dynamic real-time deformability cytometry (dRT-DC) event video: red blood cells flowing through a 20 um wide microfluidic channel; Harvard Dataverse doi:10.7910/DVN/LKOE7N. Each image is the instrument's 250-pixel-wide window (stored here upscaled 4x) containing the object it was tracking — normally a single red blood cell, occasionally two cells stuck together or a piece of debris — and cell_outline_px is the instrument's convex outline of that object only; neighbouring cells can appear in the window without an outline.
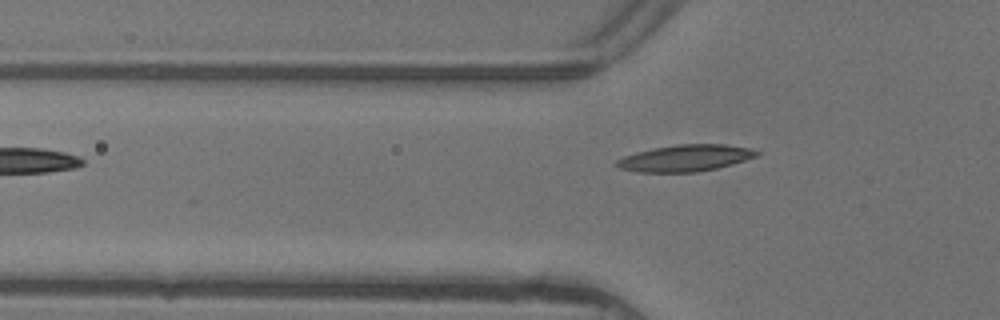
{"species": "common noctule bat (a hibernating species)", "species_latin": "Nyctalus noctula", "temperature_condition": "warm", "stored_images_in_passage": 5, "camera_frame_rate_fps": 3000, "um_per_image_px": 0.085, "animal": {"sex": "female"}, "frame": {"image": 1, "passage_image": 5, "time_ms": 1.333, "image_size_px": [1000, 320], "cell_outline_px": [[760, 152], [756, 156], [732, 164], [716, 168], [696, 172], [640, 172], [620, 168], [616, 164], [616, 160], [624, 156], [636, 152], [676, 144], [724, 144], [748, 148]], "centroid_in_image_um": [58.24, 13.43], "position_along_channel_um": 67.6, "area_um2": 21.39}}